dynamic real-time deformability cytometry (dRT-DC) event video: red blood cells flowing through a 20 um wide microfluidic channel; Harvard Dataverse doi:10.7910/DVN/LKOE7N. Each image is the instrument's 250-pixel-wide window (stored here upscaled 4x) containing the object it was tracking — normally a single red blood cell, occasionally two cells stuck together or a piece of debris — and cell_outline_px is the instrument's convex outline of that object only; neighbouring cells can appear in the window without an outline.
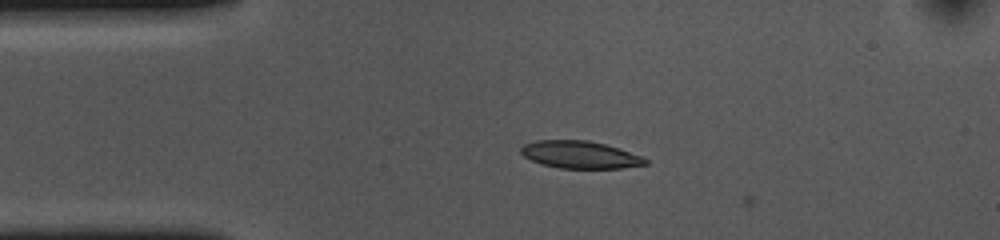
{"species": "common noctule bat (a hibernating species)", "species_latin": "Nyctalus noctula", "temperature_condition": "cold", "stored_images_in_passage": 4, "camera_frame_rate_fps": 3000, "um_per_image_px": 0.085, "animal": {"sex": "female", "body_mass_g": 10.0, "forearm_length_mm": 53.1}, "frame": {"image": 1, "passage_image": 3, "time_ms": 0.667, "image_size_px": [1000, 240], "cell_outline_px": [[648, 164], [620, 168], [560, 168], [544, 164], [532, 160], [524, 156], [520, 152], [520, 148], [524, 144], [536, 140], [588, 140], [620, 148], [644, 156], [648, 160]], "centroid_in_image_um": [49.34, 13.14], "position_along_channel_um": 35.7, "area_um2": 19.88}}